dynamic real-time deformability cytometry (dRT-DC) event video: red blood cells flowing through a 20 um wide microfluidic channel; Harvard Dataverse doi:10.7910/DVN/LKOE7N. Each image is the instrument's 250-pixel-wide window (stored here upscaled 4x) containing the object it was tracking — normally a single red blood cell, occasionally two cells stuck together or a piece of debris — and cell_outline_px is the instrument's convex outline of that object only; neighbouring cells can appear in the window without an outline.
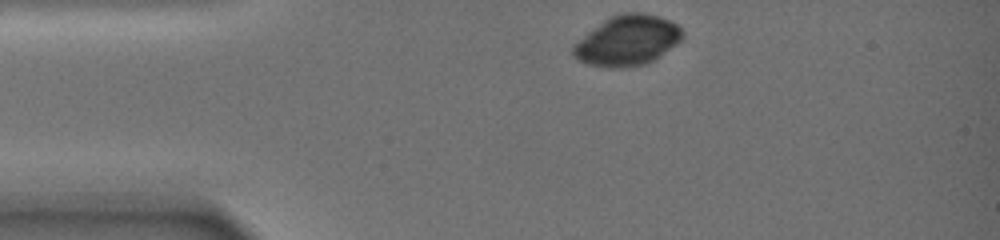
{"species": "common noctule bat (a hibernating species)", "species_latin": "Nyctalus noctula", "temperature_condition": "warm", "stored_images_in_passage": 7, "camera_frame_rate_fps": 3000, "um_per_image_px": 0.085, "animal": {"sex": "female", "body_mass_g": 19.0, "forearm_length_mm": 51.5}, "frame": {"image": 1, "passage_image": 1, "time_ms": 0.0, "image_size_px": [1000, 240], "cell_outline_px": [[684, 36], [676, 44], [656, 60], [644, 64], [620, 68], [608, 68], [588, 64], [572, 56], [572, 44], [604, 20], [612, 16], [624, 12], [644, 12], [672, 20], [684, 32]], "centroid_in_image_um": [53.34, 3.45], "position_along_channel_um": 31.7, "area_um2": 32.14}}
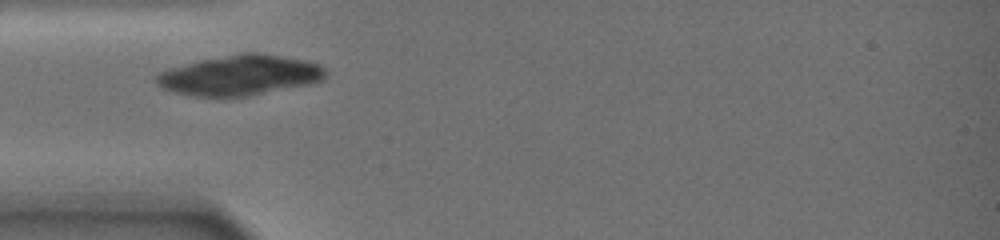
{"frame": {"image": 2, "passage_image": 6, "time_ms": 2.333, "image_size_px": [1000, 240], "cell_outline_px": [[328, 72], [324, 80], [312, 84], [244, 96], [192, 96], [160, 88], [156, 84], [156, 76], [160, 72], [168, 68], [200, 60], [244, 52], [256, 52], [304, 60], [316, 64], [324, 68]], "centroid_in_image_um": [20.39, 6.39], "position_along_channel_um": 64.6, "area_um2": 39.42}}